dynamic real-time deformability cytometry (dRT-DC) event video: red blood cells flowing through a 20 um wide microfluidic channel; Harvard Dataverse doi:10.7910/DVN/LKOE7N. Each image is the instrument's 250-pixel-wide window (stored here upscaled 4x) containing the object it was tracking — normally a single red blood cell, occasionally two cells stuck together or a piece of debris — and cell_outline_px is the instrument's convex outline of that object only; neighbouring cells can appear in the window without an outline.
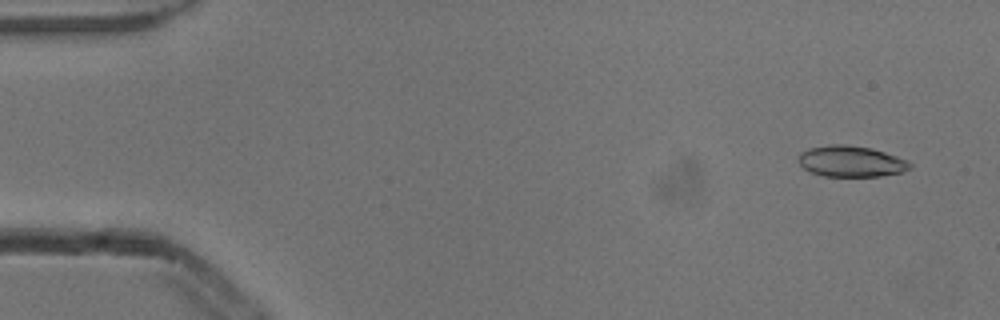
{"species": "common noctule bat (a hibernating species)", "species_latin": "Nyctalus noctula", "temperature_condition": "cold", "stored_images_in_passage": 3, "camera_frame_rate_fps": 3000, "um_per_image_px": 0.085, "animal": {"sex": "male", "body_mass_g": 13.3}, "frame": {"image": 1, "passage_image": 1, "time_ms": 0.0, "image_size_px": [1000, 320], "cell_outline_px": [[912, 168], [900, 172], [880, 176], [824, 176], [812, 172], [804, 168], [796, 160], [800, 152], [808, 148], [828, 144], [848, 144], [872, 148], [908, 160], [912, 164]], "centroid_in_image_um": [72.32, 13.7], "position_along_channel_um": 12.7, "area_um2": 20.35}}